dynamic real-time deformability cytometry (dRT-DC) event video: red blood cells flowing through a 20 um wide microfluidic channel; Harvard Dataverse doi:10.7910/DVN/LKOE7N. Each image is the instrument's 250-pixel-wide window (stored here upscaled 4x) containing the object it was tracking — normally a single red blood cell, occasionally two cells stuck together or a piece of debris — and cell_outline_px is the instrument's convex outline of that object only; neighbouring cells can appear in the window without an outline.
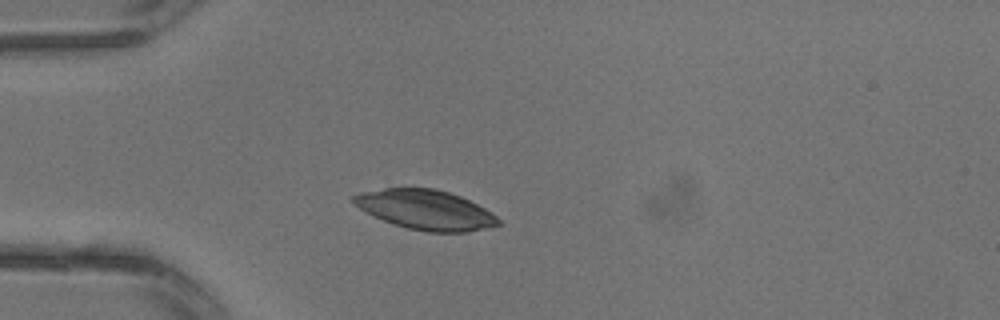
{"species": "common noctule bat (a hibernating species)", "species_latin": "Nyctalus noctula", "temperature_condition": "warm", "stored_images_in_passage": 1, "camera_frame_rate_fps": 3000, "um_per_image_px": 0.085, "animal": {"sex": "male", "body_mass_g": 13.3}, "frame": {"image": 1, "passage_image": 1, "time_ms": 0.0, "image_size_px": [1000, 320], "cell_outline_px": [[500, 224], [488, 228], [468, 232], [428, 232], [408, 228], [384, 220], [360, 208], [352, 200], [352, 196], [360, 192], [384, 188], [436, 188], [460, 196], [492, 212], [500, 220]], "centroid_in_image_um": [36.21, 17.83], "position_along_channel_um": 48.8, "area_um2": 33.12}}